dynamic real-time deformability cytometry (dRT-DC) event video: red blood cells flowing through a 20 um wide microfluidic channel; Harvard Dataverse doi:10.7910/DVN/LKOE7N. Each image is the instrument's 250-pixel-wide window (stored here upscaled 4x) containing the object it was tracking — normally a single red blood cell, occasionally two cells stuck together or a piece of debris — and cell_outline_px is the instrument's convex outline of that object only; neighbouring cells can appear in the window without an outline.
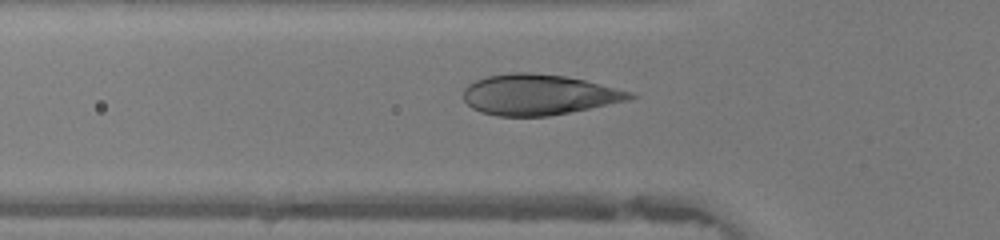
{"species": "human", "species_latin": "Homo sapiens", "temperature_condition": "warm", "stored_images_in_passage": 45, "camera_frame_rate_fps": 3000, "um_per_image_px": 0.085, "donor": {"sex": "female"}, "frame": {"image": 1, "passage_image": 14, "time_ms": 4.333, "image_size_px": [1000, 240], "cell_outline_px": [[636, 96], [628, 100], [548, 116], [496, 116], [480, 112], [472, 108], [464, 100], [464, 88], [468, 84], [476, 80], [488, 76], [516, 72], [532, 72], [564, 76], [584, 80], [632, 92]], "centroid_in_image_um": [45.74, 8.04], "position_along_channel_um": 80.1, "area_um2": 39.02}}
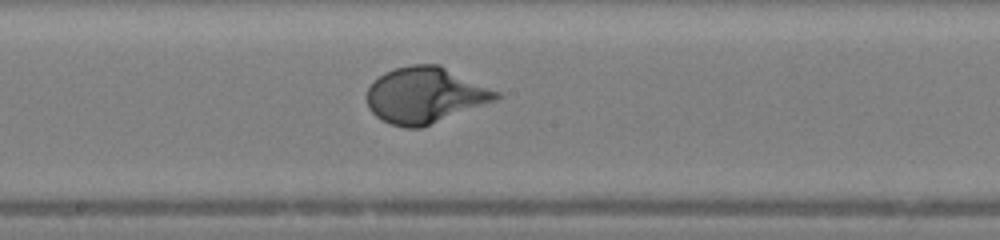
{"frame": {"image": 2, "passage_image": 23, "time_ms": 7.333, "image_size_px": [1000, 240], "cell_outline_px": [[500, 96], [496, 100], [420, 128], [404, 128], [392, 124], [376, 116], [368, 108], [368, 88], [372, 80], [384, 72], [396, 68], [412, 64], [440, 64], [500, 92]], "centroid_in_image_um": [36.13, 8.07], "position_along_channel_um": 212.1, "area_um2": 42.02}}
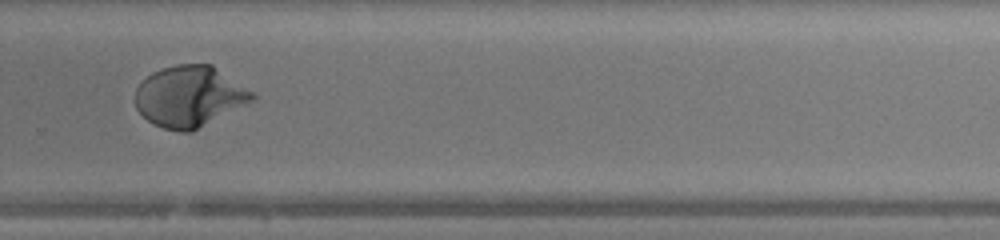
{"frame": {"image": 3, "passage_image": 30, "time_ms": 9.667, "image_size_px": [1000, 240], "cell_outline_px": [[256, 100], [192, 132], [180, 132], [164, 128], [152, 124], [136, 108], [136, 88], [152, 72], [176, 64], [212, 64], [256, 92]], "centroid_in_image_um": [16.18, 8.2], "position_along_channel_um": 313.6, "area_um2": 41.96}, "authors_computed_cell_mechanics": {"area_um2": 41.8472, "velocity_mm_per_s": 4.37, "shape_relaxation_time_tau1_ms": 2.7246, "shape_relaxation_time_tau2_ms": null, "deformation_change_tau1": 0.2067, "deformation_change_tau2": null}}